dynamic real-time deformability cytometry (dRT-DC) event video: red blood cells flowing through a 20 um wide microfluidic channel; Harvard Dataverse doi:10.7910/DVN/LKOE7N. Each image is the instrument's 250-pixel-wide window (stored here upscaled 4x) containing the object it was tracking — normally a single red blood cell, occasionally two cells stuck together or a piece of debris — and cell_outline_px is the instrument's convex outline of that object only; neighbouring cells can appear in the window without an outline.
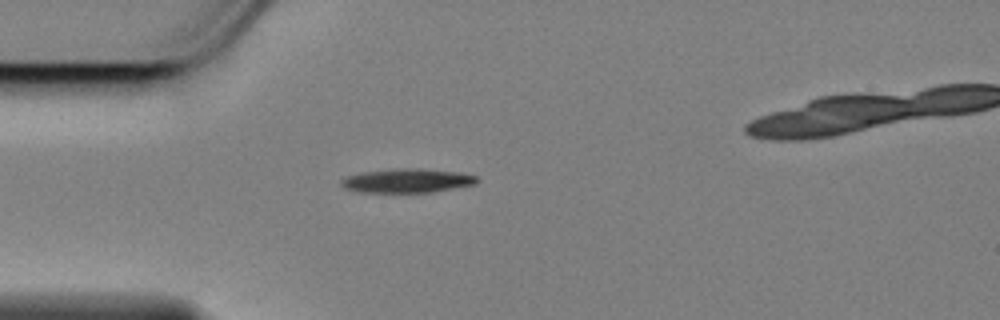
{"species": "Egyptian fruit bat (a non-hibernating species)", "species_latin": "Rousettus aegyptiacus", "temperature_condition": "cold", "stored_images_in_passage": 39, "camera_frame_rate_fps": 3000, "um_per_image_px": 0.085, "animal": {"sex": "female"}, "frame": {"image": 1, "passage_image": 1, "time_ms": 0.0, "image_size_px": [1000, 320], "cell_outline_px": [[476, 184], [432, 192], [356, 192], [344, 188], [340, 184], [340, 180], [348, 176], [364, 172], [404, 168], [416, 168], [460, 172], [476, 176]], "centroid_in_image_um": [34.59, 15.36], "position_along_channel_um": 50.4, "area_um2": 18.79}}
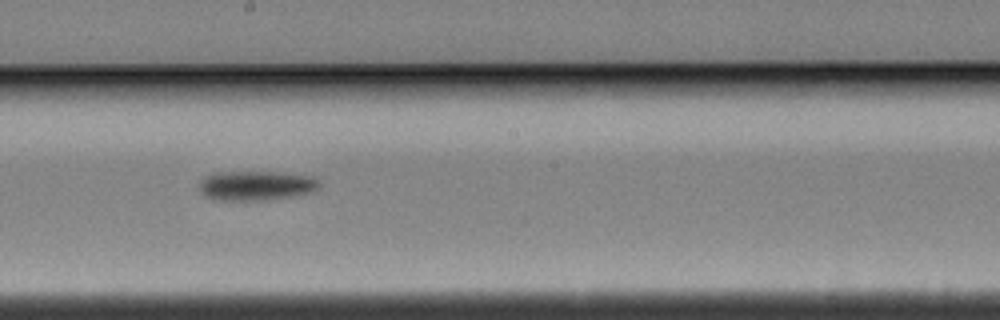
{"frame": {"image": 2, "passage_image": 17, "time_ms": 5.333, "image_size_px": [1000, 320], "cell_outline_px": [[320, 188], [312, 192], [296, 196], [268, 200], [220, 200], [208, 196], [200, 192], [200, 180], [216, 172], [272, 172], [312, 176], [320, 180]], "centroid_in_image_um": [21.84, 15.78], "position_along_channel_um": 226.4, "area_um2": 20.69}}
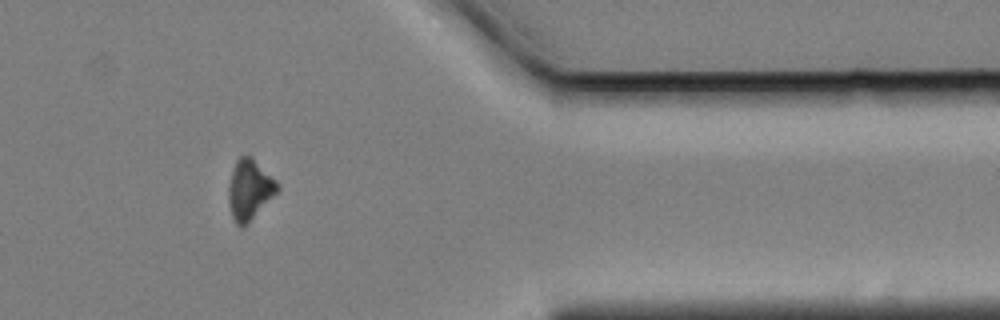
{"frame": {"image": 3, "passage_image": 33, "time_ms": 10.667, "image_size_px": [1000, 320], "cell_outline_px": [[280, 188], [244, 228], [240, 228], [236, 224], [232, 216], [228, 204], [228, 184], [232, 168], [236, 160], [240, 156], [252, 156], [280, 184]], "centroid_in_image_um": [21.19, 16.12], "position_along_channel_um": 390.2, "area_um2": 17.34}}